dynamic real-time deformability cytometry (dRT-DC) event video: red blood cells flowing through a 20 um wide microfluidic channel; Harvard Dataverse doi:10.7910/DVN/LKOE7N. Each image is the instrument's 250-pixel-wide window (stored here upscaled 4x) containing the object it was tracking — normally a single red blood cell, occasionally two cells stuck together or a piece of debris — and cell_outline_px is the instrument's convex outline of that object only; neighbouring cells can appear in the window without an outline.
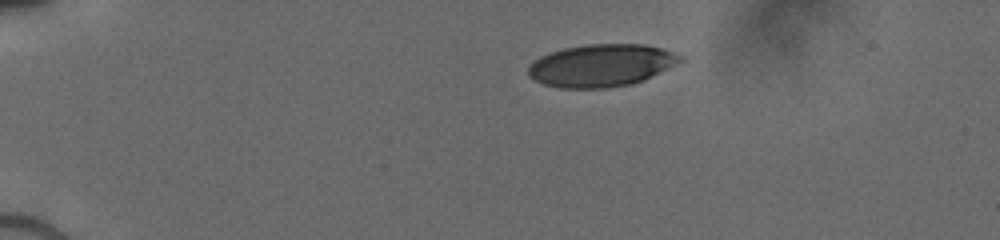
{"species": "human", "species_latin": "Homo sapiens", "temperature_condition": "cold", "stored_images_in_passage": 7, "camera_frame_rate_fps": 3000, "um_per_image_px": 0.085, "donor": {"sex": "male"}, "frame": {"image": 1, "passage_image": 1, "time_ms": 0.0, "image_size_px": [1000, 240], "cell_outline_px": [[684, 60], [644, 80], [632, 84], [604, 88], [560, 88], [544, 84], [528, 76], [528, 68], [540, 56], [564, 48], [584, 44], [644, 44], [660, 48], [684, 56]], "centroid_in_image_um": [51.12, 5.56], "position_along_channel_um": 33.9, "area_um2": 37.45}}
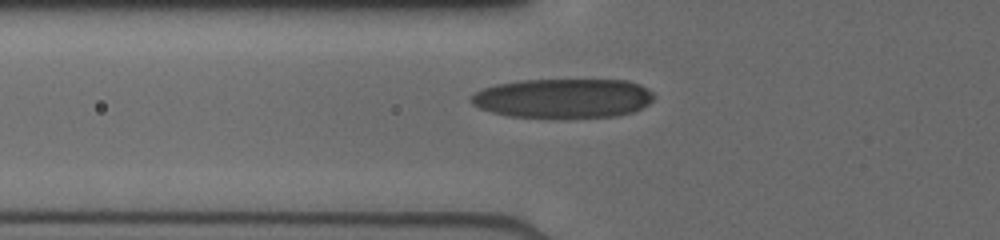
{"frame": {"image": 2, "passage_image": 5, "time_ms": 3.0, "image_size_px": [1000, 240], "cell_outline_px": [[656, 96], [648, 104], [632, 112], [616, 116], [556, 120], [508, 116], [492, 112], [480, 108], [472, 104], [468, 100], [476, 92], [484, 88], [496, 84], [520, 80], [628, 80], [640, 84], [648, 88]], "centroid_in_image_um": [47.87, 8.38], "position_along_channel_um": 77.9, "area_um2": 43.06}}
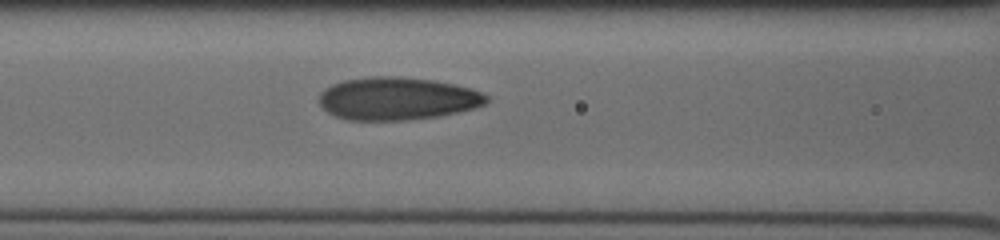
{"frame": {"image": 3, "passage_image": 7, "time_ms": 4.333, "image_size_px": [1000, 240], "cell_outline_px": [[488, 100], [484, 104], [476, 108], [440, 116], [408, 120], [348, 120], [336, 116], [328, 112], [320, 104], [320, 92], [324, 88], [332, 84], [344, 80], [372, 76], [400, 76], [432, 80], [472, 88], [488, 96]], "centroid_in_image_um": [33.77, 8.38], "position_along_channel_um": 132.8, "area_um2": 41.79}}